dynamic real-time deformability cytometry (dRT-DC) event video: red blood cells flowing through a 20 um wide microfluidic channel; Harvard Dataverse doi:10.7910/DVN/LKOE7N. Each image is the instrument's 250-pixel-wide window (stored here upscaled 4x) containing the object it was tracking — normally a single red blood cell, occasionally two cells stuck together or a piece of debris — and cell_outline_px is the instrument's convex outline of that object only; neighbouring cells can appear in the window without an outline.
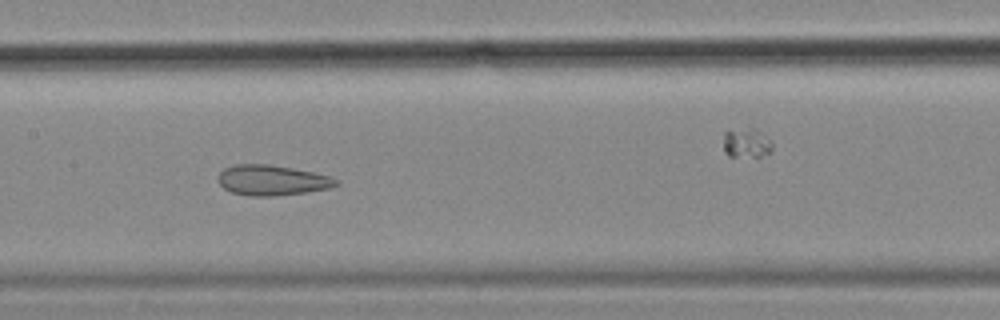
{"species": "common noctule bat (a hibernating species)", "species_latin": "Nyctalus noctula", "temperature_condition": "cold", "stored_images_in_passage": 37, "segment_of_instrument_passage": [2, 3], "camera_frame_rate_fps": 3000, "um_per_image_px": 0.085, "animal": {"sex": "female", "body_mass_g": 18.4}, "frame": {"image": 1, "passage_image": 7, "time_ms": 2.0, "image_size_px": [1000, 320], "cell_outline_px": [[340, 184], [328, 188], [304, 192], [272, 196], [248, 196], [232, 192], [224, 188], [220, 184], [220, 172], [224, 168], [236, 164], [268, 164], [292, 168], [312, 172], [328, 176], [340, 180]], "centroid_in_image_um": [23.13, 15.32], "position_along_channel_um": 184.3, "area_um2": 20.58}}
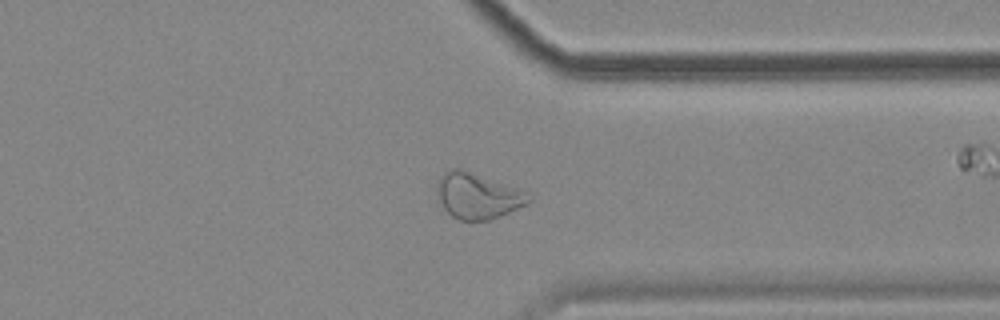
{"frame": {"image": 2, "passage_image": 23, "time_ms": 7.333, "image_size_px": [1000, 320], "cell_outline_px": [[532, 200], [528, 204], [488, 220], [460, 220], [452, 216], [444, 208], [440, 200], [436, 188], [436, 184], [440, 176], [444, 172], [452, 168], [460, 168], [516, 188], [524, 192]], "centroid_in_image_um": [40.56, 16.64], "position_along_channel_um": 370.8, "area_um2": 23.87}}
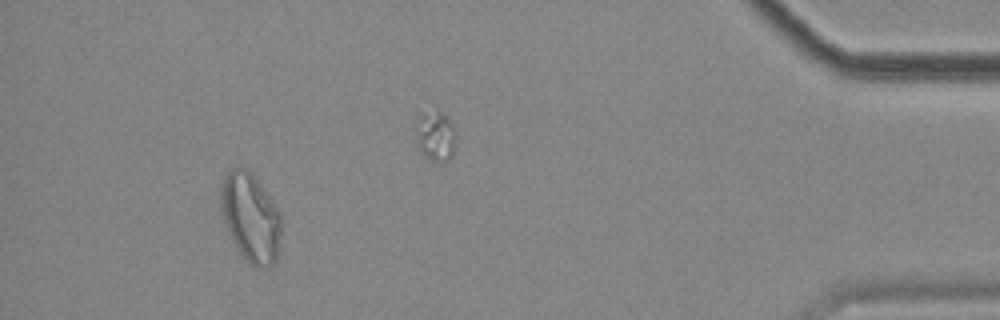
{"frame": {"image": 3, "passage_image": 32, "time_ms": 10.333, "image_size_px": [1000, 320], "cell_outline_px": [[280, 232], [276, 260], [268, 268], [260, 268], [252, 264], [240, 252], [220, 212], [220, 188], [224, 176], [232, 168], [248, 168], [252, 172], [280, 212]], "centroid_in_image_um": [21.29, 18.44], "position_along_channel_um": 413.9, "area_um2": 30.75}}